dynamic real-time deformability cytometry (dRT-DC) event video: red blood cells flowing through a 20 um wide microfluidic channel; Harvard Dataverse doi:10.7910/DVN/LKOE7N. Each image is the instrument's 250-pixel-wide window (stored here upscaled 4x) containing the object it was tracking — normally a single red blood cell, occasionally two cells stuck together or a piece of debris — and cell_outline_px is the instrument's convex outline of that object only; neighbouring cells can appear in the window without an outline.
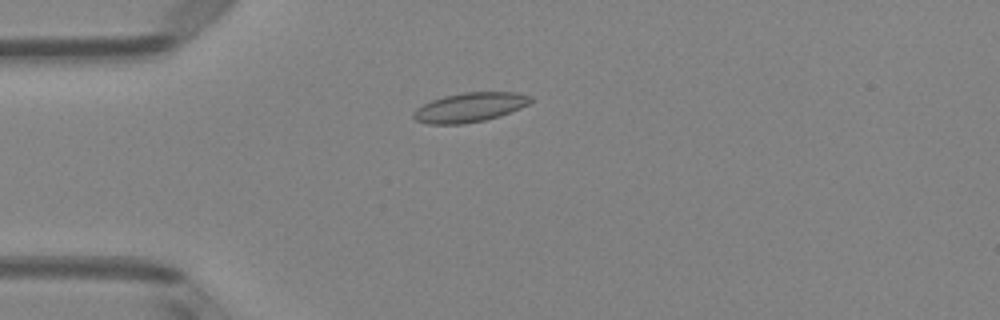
{"species": "Egyptian fruit bat (a non-hibernating species)", "species_latin": "Rousettus aegyptiacus", "temperature_condition": "room temperature", "stored_images_in_passage": 51, "camera_frame_rate_fps": 3000, "um_per_image_px": 0.085, "animal": {"sex": "female"}, "frame": {"image": 1, "passage_image": 14, "time_ms": 4.333, "image_size_px": [1000, 320], "cell_outline_px": [[536, 100], [520, 108], [500, 116], [484, 120], [460, 124], [428, 124], [416, 120], [412, 116], [412, 112], [416, 108], [432, 100], [444, 96], [464, 92], [516, 92], [532, 96]], "centroid_in_image_um": [39.95, 9.11], "position_along_channel_um": 45.0, "area_um2": 20.11}}
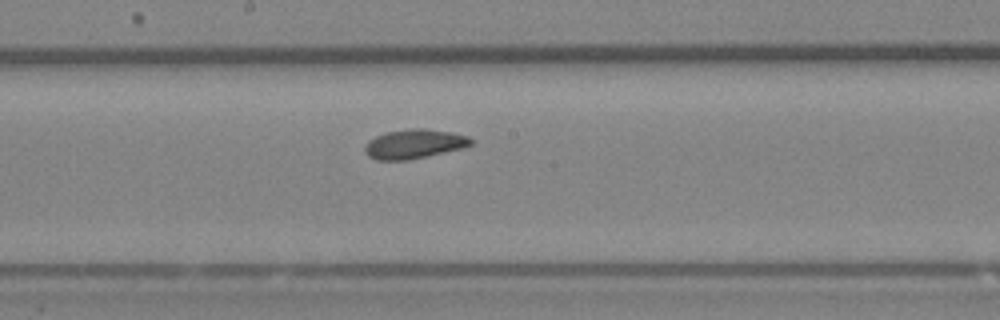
{"frame": {"image": 2, "passage_image": 28, "time_ms": 9.0, "image_size_px": [1000, 320], "cell_outline_px": [[472, 144], [460, 148], [408, 160], [376, 160], [368, 156], [364, 152], [364, 148], [368, 140], [376, 136], [388, 132], [412, 128], [424, 128], [452, 132], [468, 136], [472, 140]], "centroid_in_image_um": [35.17, 12.23], "position_along_channel_um": 213.0, "area_um2": 17.92}}
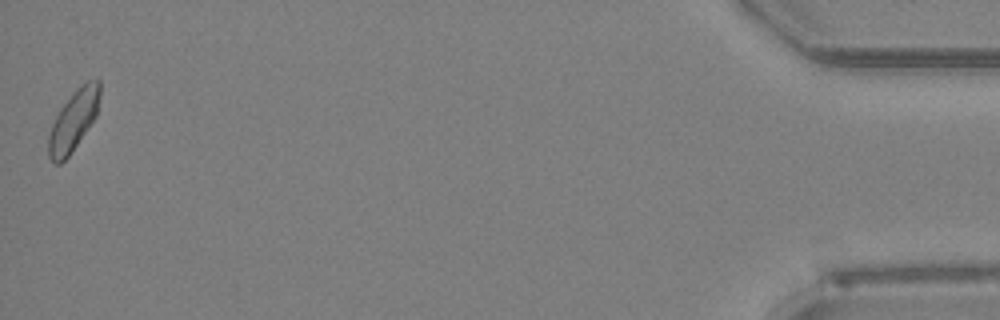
{"frame": {"image": 3, "passage_image": 51, "time_ms": 16.667, "image_size_px": [1000, 320], "cell_outline_px": [[100, 96], [96, 116], [68, 156], [60, 164], [56, 164], [48, 156], [48, 136], [52, 124], [60, 108], [72, 92], [76, 88], [88, 80], [100, 80]], "centroid_in_image_um": [6.24, 10.22], "position_along_channel_um": 429.0, "area_um2": 17.86}, "authors_computed_cell_mechanics": {"area_um2": 18.0914, "velocity_mm_per_s": 4.0186, "shape_relaxation_time_tau1_ms": 4.8699, "shape_relaxation_time_tau2_ms": 2.9124, "deformation_change_tau1": 0.1059, "deformation_change_tau2": 0.0679}}